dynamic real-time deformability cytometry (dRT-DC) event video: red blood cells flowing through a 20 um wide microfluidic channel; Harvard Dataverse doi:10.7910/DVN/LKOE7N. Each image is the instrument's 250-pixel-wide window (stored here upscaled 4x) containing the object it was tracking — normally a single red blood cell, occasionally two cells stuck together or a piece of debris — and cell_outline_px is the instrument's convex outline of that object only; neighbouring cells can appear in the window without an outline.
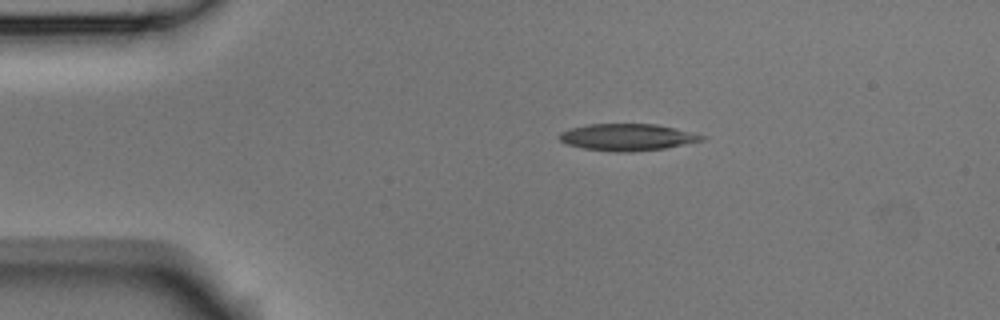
{"species": "Egyptian fruit bat (a non-hibernating species)", "species_latin": "Rousettus aegyptiacus", "temperature_condition": "room temperature", "stored_images_in_passage": 3, "camera_frame_rate_fps": 3000, "um_per_image_px": 0.085, "animal": {"sex": "male"}, "frame": {"image": 1, "passage_image": 1, "time_ms": 0.0, "image_size_px": [1000, 320], "cell_outline_px": [[708, 136], [704, 140], [664, 148], [632, 152], [612, 152], [584, 148], [564, 144], [556, 136], [560, 132], [572, 128], [588, 124], [656, 124], [676, 128]], "centroid_in_image_um": [53.31, 11.66], "position_along_channel_um": 31.7, "area_um2": 22.43}}
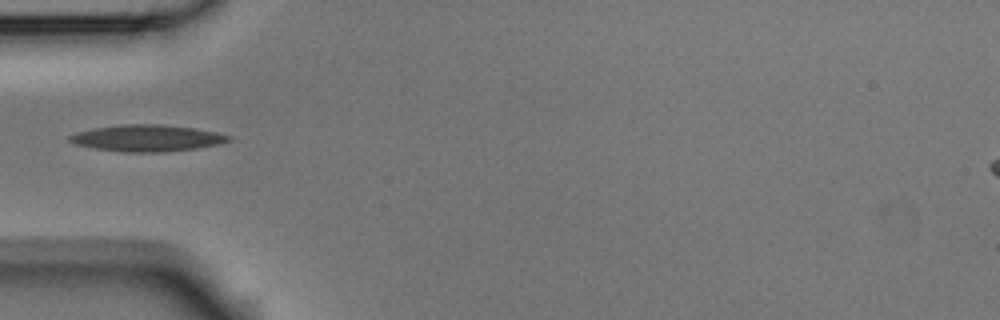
{"frame": {"image": 2, "passage_image": 3, "time_ms": 0.667, "image_size_px": [1000, 320], "cell_outline_px": [[232, 140], [220, 144], [196, 148], [168, 152], [124, 152], [96, 148], [76, 144], [68, 140], [68, 136], [76, 132], [92, 128], [120, 124], [160, 124], [192, 128], [216, 132], [232, 136]], "centroid_in_image_um": [12.51, 11.73], "position_along_channel_um": 72.5, "area_um2": 24.68}}